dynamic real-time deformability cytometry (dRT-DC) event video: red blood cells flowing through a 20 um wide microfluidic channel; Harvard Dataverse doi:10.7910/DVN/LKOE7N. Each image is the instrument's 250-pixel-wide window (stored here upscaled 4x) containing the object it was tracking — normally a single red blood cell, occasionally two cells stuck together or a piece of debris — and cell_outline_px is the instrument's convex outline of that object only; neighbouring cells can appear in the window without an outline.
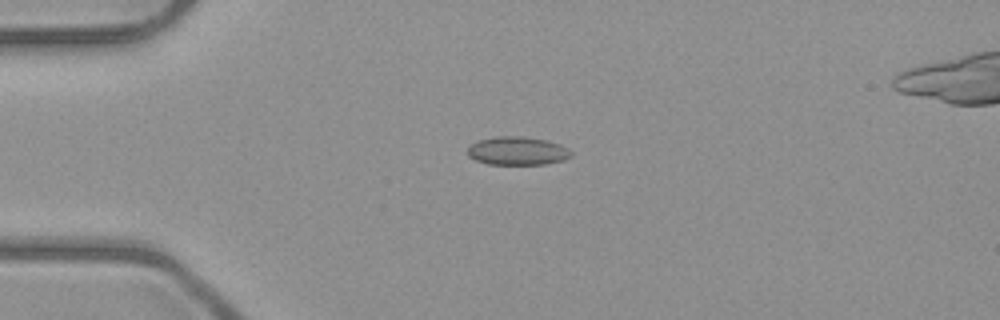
{"species": "common noctule bat (a hibernating species)", "species_latin": "Nyctalus noctula", "temperature_condition": "room temperature", "stored_images_in_passage": 5, "camera_frame_rate_fps": 3000, "um_per_image_px": 0.085, "animal": {"sex": "male", "body_mass_g": 23.1, "forearm_length_mm": 52.7}, "frame": {"image": 1, "passage_image": 3, "time_ms": 2.333, "image_size_px": [1000, 320], "cell_outline_px": [[572, 156], [564, 160], [544, 164], [488, 164], [476, 160], [468, 156], [468, 148], [472, 144], [480, 140], [496, 136], [524, 136], [544, 140], [560, 144], [572, 152]], "centroid_in_image_um": [43.99, 12.83], "position_along_channel_um": 41.0, "area_um2": 16.99}}